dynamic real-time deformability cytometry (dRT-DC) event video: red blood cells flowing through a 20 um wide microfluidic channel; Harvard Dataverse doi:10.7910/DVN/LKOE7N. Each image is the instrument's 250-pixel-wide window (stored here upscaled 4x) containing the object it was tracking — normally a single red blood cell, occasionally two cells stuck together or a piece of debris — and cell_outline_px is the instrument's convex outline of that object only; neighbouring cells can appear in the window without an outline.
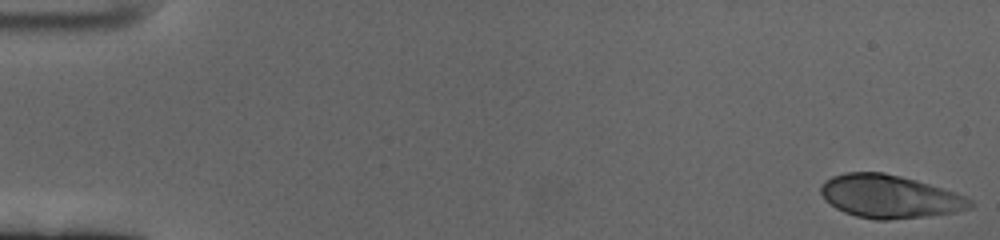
{"species": "human", "species_latin": "Homo sapiens", "temperature_condition": "cold", "stored_images_in_passage": 60, "camera_frame_rate_fps": 3000, "um_per_image_px": 0.085, "donor": {"sex": "female"}, "frame": {"image": 1, "passage_image": 1, "time_ms": 0.0, "image_size_px": [1000, 240], "cell_outline_px": [[976, 204], [972, 208], [956, 212], [928, 216], [888, 220], [876, 220], [856, 216], [844, 212], [836, 208], [824, 200], [820, 192], [820, 188], [824, 180], [832, 176], [848, 172], [884, 172], [916, 180], [956, 192], [972, 200]], "centroid_in_image_um": [75.62, 16.71], "position_along_channel_um": 9.4, "area_um2": 37.74}}
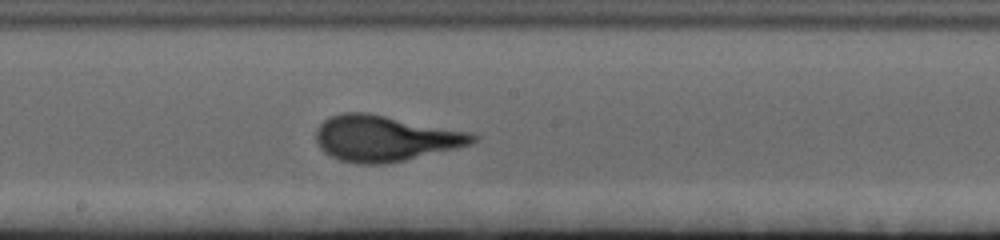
{"frame": {"image": 2, "passage_image": 33, "time_ms": 10.667, "image_size_px": [1000, 240], "cell_outline_px": [[480, 136], [472, 144], [456, 148], [388, 164], [356, 164], [340, 160], [324, 152], [320, 148], [316, 140], [316, 132], [320, 124], [324, 120], [332, 116], [344, 112], [368, 112], [472, 132]], "centroid_in_image_um": [32.75, 11.76], "position_along_channel_um": 215.5, "area_um2": 42.02}}
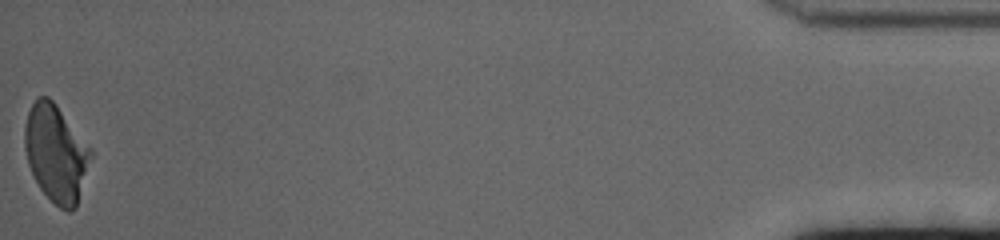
{"frame": {"image": 3, "passage_image": 60, "time_ms": 19.667, "image_size_px": [1000, 240], "cell_outline_px": [[92, 156], [76, 208], [68, 212], [60, 208], [40, 188], [28, 164], [24, 148], [24, 128], [28, 112], [36, 96], [48, 96], [56, 104], [92, 148]], "centroid_in_image_um": [4.76, 13.0], "position_along_channel_um": 430.4, "area_um2": 37.34}, "authors_computed_cell_mechanics": {"area_um2": 38.5237, "velocity_mm_per_s": 3.3748, "shape_relaxation_time_tau1_ms": 3.9878, "shape_relaxation_time_tau2_ms": null, "deformation_change_tau1": 0.1803, "deformation_change_tau2": null}}